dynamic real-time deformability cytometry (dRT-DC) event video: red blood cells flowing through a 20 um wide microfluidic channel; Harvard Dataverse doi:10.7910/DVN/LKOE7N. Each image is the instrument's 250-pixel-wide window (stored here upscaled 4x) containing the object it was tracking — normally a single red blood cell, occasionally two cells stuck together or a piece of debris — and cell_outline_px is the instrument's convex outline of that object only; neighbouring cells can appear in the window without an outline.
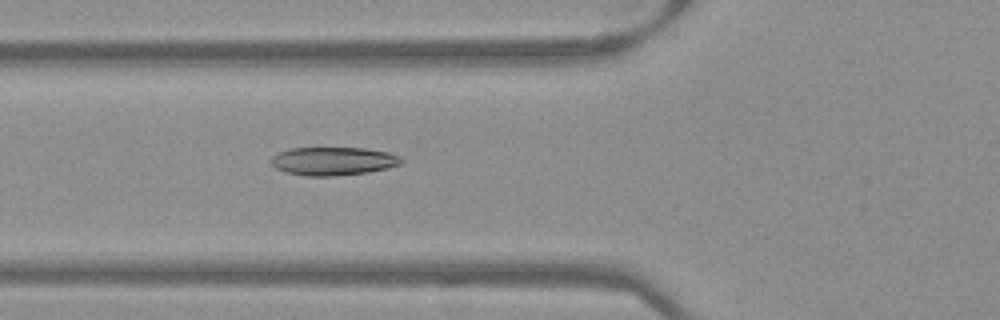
{"species": "Egyptian fruit bat (a non-hibernating species)", "species_latin": "Rousettus aegyptiacus", "temperature_condition": "warm", "stored_images_in_passage": 39, "camera_frame_rate_fps": 3000, "um_per_image_px": 0.085, "frame": {"image": 1, "passage_image": 7, "time_ms": 2.0, "image_size_px": [1000, 320], "cell_outline_px": [[404, 160], [400, 164], [388, 168], [368, 172], [336, 176], [308, 176], [284, 172], [276, 168], [268, 160], [276, 152], [292, 148], [364, 148], [388, 152], [400, 156]], "centroid_in_image_um": [28.3, 13.69], "position_along_channel_um": 97.5, "area_um2": 21.68}}
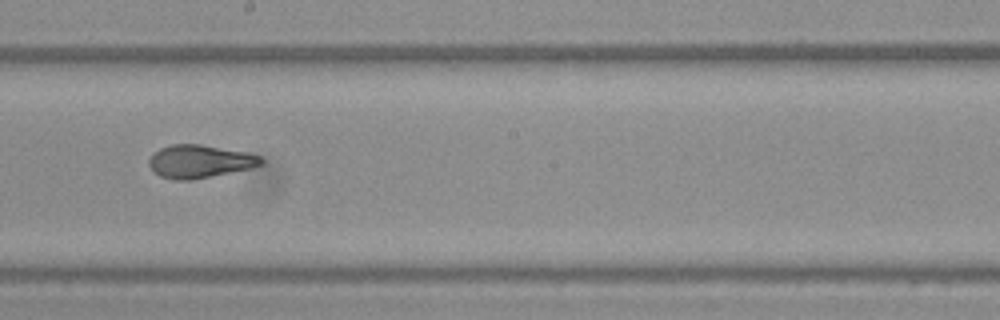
{"frame": {"image": 2, "passage_image": 17, "time_ms": 5.333, "image_size_px": [1000, 320], "cell_outline_px": [[264, 164], [248, 168], [192, 180], [176, 180], [160, 176], [152, 172], [148, 164], [148, 160], [160, 148], [172, 144], [200, 144], [248, 152], [260, 156], [264, 160]], "centroid_in_image_um": [16.96, 13.71], "position_along_channel_um": 231.2, "area_um2": 21.5}}
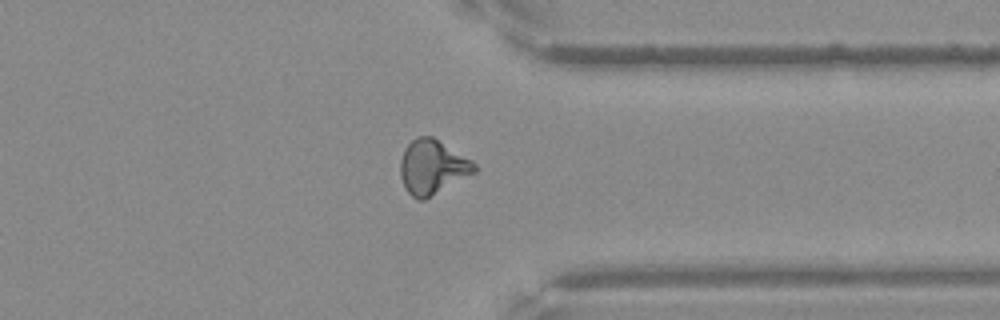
{"frame": {"image": 3, "passage_image": 28, "time_ms": 9.0, "image_size_px": [1000, 320], "cell_outline_px": [[480, 168], [476, 172], [424, 200], [416, 200], [404, 188], [400, 176], [400, 160], [404, 148], [416, 136], [432, 136], [472, 160]], "centroid_in_image_um": [36.75, 14.2], "position_along_channel_um": 374.7, "area_um2": 23.7}}